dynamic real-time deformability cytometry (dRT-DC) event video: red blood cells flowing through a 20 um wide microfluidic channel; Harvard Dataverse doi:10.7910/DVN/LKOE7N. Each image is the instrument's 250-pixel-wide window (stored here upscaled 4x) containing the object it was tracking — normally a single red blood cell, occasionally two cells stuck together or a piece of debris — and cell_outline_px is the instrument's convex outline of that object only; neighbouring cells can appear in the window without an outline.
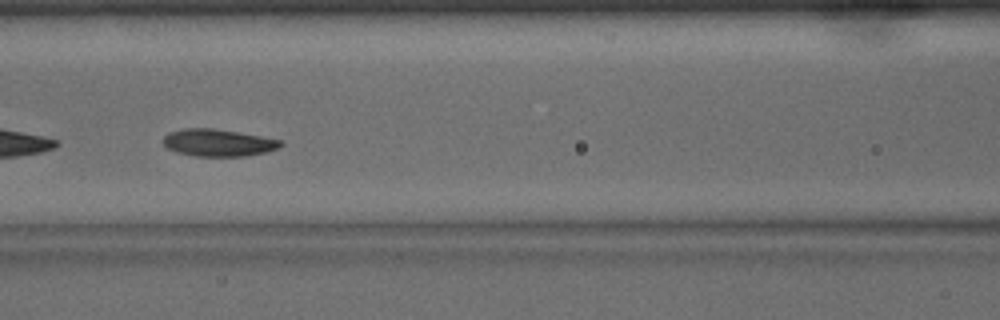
{"species": "common noctule bat (a hibernating species)", "species_latin": "Nyctalus noctula", "temperature_condition": "warm", "stored_images_in_passage": 31, "camera_frame_rate_fps": 3000, "um_per_image_px": 0.085, "animal": {"sex": "male", "body_mass_g": 15.6}, "frame": {"image": 1, "passage_image": 14, "time_ms": 4.333, "image_size_px": [1000, 320], "cell_outline_px": [[284, 144], [280, 148], [264, 152], [244, 156], [196, 156], [176, 152], [168, 148], [160, 140], [168, 132], [184, 128], [212, 128], [260, 136], [280, 140]], "centroid_in_image_um": [18.5, 12.13], "position_along_channel_um": 148.1, "area_um2": 18.55}, "authors_computed_cell_mechanics": {"area_um2": 18.9584, "velocity_mm_per_s": 3.9601, "shape_relaxation_time_tau1_ms": 1.7811, "shape_relaxation_time_tau2_ms": 3.699, "deformation_change_tau1": 0.0924, "deformation_change_tau2": 0.0984}}